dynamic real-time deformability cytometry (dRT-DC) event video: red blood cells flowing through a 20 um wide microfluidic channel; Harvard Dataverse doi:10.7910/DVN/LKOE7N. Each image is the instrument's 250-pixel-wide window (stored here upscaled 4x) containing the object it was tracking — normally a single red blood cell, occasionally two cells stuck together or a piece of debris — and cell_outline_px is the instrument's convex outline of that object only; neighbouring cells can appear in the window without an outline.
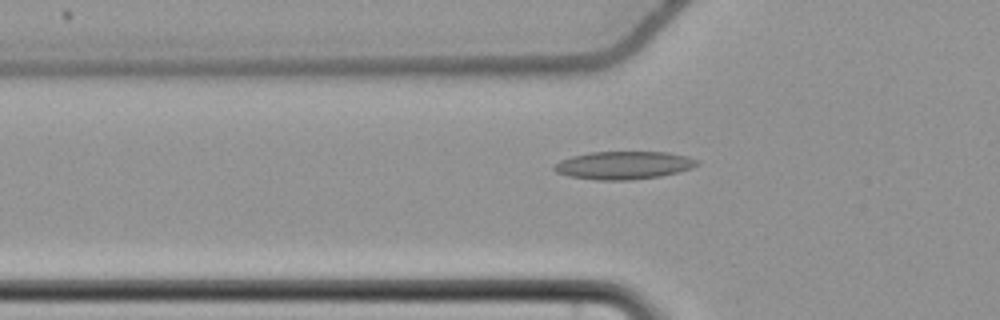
{"species": "common noctule bat (a hibernating species)", "species_latin": "Nyctalus noctula", "temperature_condition": "cold", "stored_images_in_passage": 57, "camera_frame_rate_fps": 3000, "um_per_image_px": 0.085, "animal": {"sex": "female", "body_mass_g": 22.7, "forearm_length_mm": 54.2}, "frame": {"image": 1, "passage_image": 20, "time_ms": 6.333, "image_size_px": [1000, 320], "cell_outline_px": [[700, 164], [692, 168], [660, 176], [628, 180], [596, 180], [568, 176], [556, 172], [552, 168], [552, 164], [560, 160], [572, 156], [588, 152], [668, 152], [688, 156], [700, 160]], "centroid_in_image_um": [53.0, 14.04], "position_along_channel_um": 72.8, "area_um2": 23.47}}
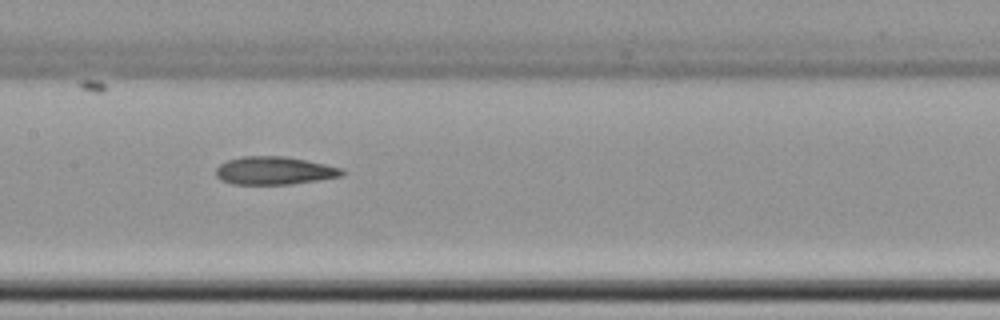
{"frame": {"image": 2, "passage_image": 29, "time_ms": 9.333, "image_size_px": [1000, 320], "cell_outline_px": [[344, 176], [320, 180], [292, 184], [232, 184], [220, 180], [216, 176], [216, 168], [220, 164], [228, 160], [244, 156], [284, 156], [344, 168]], "centroid_in_image_um": [23.33, 14.51], "position_along_channel_um": 184.1, "area_um2": 20.63}}
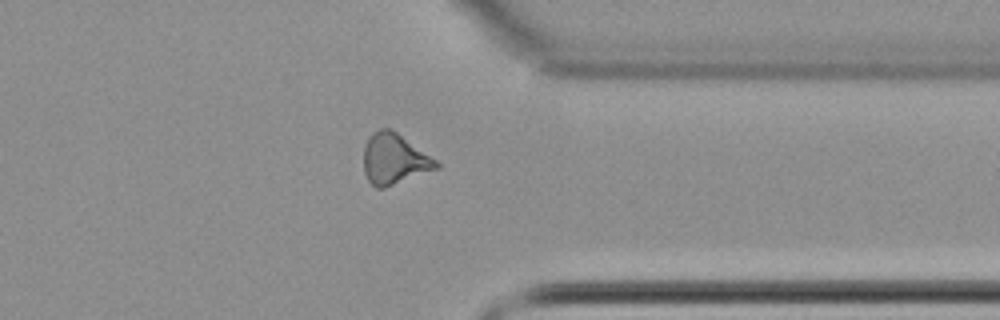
{"frame": {"image": 3, "passage_image": 45, "time_ms": 14.667, "image_size_px": [1000, 320], "cell_outline_px": [[440, 168], [384, 188], [376, 188], [368, 180], [364, 172], [364, 144], [368, 136], [372, 132], [380, 128], [392, 128], [436, 160], [440, 164]], "centroid_in_image_um": [33.5, 13.5], "position_along_channel_um": 377.9, "area_um2": 21.62}, "authors_computed_cell_mechanics": {"area_um2": 21.6172, "velocity_mm_per_s": 3.7175, "shape_relaxation_time_tau1_ms": null, "shape_relaxation_time_tau2_ms": 3.0174, "deformation_change_tau1": null, "deformation_change_tau2": 0.1003}}